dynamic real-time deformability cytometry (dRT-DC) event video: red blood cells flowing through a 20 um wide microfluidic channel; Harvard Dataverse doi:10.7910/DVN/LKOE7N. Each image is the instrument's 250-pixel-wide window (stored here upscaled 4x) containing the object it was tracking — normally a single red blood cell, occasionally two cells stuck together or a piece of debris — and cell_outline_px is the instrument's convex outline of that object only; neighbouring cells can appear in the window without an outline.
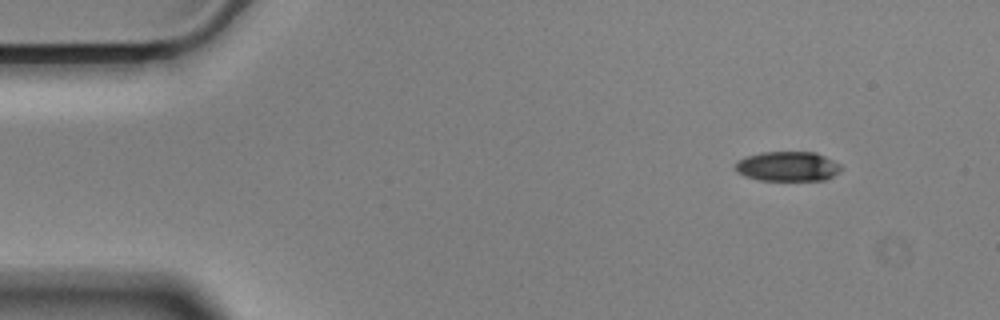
{"species": "Egyptian fruit bat (a non-hibernating species)", "species_latin": "Rousettus aegyptiacus", "temperature_condition": "cold", "stored_images_in_passage": 10, "camera_frame_rate_fps": 3000, "um_per_image_px": 0.085, "animal": {"sex": "male"}, "frame": {"image": 1, "passage_image": 1, "time_ms": 0.0, "image_size_px": [1000, 320], "cell_outline_px": [[840, 172], [824, 180], [760, 180], [744, 176], [736, 172], [736, 160], [744, 156], [760, 152], [816, 152], [840, 164]], "centroid_in_image_um": [66.91, 14.13], "position_along_channel_um": 18.1, "area_um2": 18.38}}